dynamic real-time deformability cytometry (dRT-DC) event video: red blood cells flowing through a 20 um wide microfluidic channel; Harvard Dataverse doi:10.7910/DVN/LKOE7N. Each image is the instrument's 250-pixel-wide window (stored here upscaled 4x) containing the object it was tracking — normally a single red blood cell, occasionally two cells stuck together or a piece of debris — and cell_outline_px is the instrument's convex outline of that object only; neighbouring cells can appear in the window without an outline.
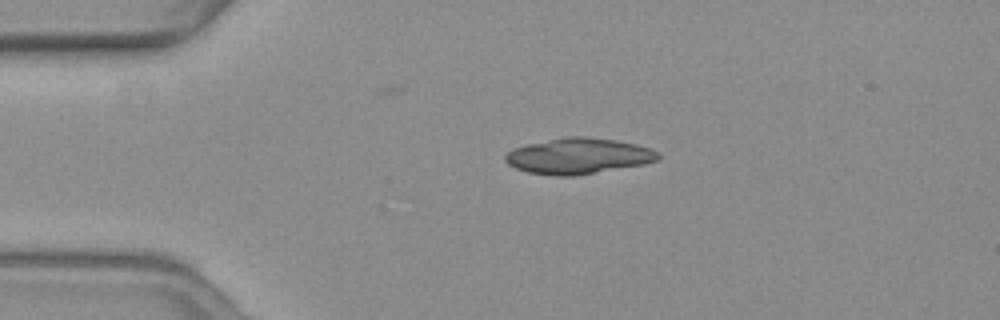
{"species": "common noctule bat (a hibernating species)", "species_latin": "Nyctalus noctula", "temperature_condition": "warm", "stored_images_in_passage": 35, "camera_frame_rate_fps": 3000, "um_per_image_px": 0.085, "animal": {"sex": "female", "body_mass_g": 19.3, "forearm_length_mm": 54.1}, "frame": {"image": 1, "passage_image": 1, "time_ms": 0.0, "image_size_px": [1000, 320], "cell_outline_px": [[660, 160], [644, 164], [572, 176], [556, 176], [528, 172], [516, 168], [508, 164], [504, 160], [504, 156], [512, 148], [528, 144], [564, 136], [588, 136], [616, 140], [636, 144], [660, 152]], "centroid_in_image_um": [49.16, 13.25], "position_along_channel_um": 35.8, "area_um2": 31.96}, "authors_computed_cell_mechanics": {"area_um2": 17.2244, "velocity_mm_per_s": 3.6774, "shape_relaxation_time_tau1_ms": 1.2684, "shape_relaxation_time_tau2_ms": 2.7183, "deformation_change_tau1": 0.2571, "deformation_change_tau2": 0.1174}}